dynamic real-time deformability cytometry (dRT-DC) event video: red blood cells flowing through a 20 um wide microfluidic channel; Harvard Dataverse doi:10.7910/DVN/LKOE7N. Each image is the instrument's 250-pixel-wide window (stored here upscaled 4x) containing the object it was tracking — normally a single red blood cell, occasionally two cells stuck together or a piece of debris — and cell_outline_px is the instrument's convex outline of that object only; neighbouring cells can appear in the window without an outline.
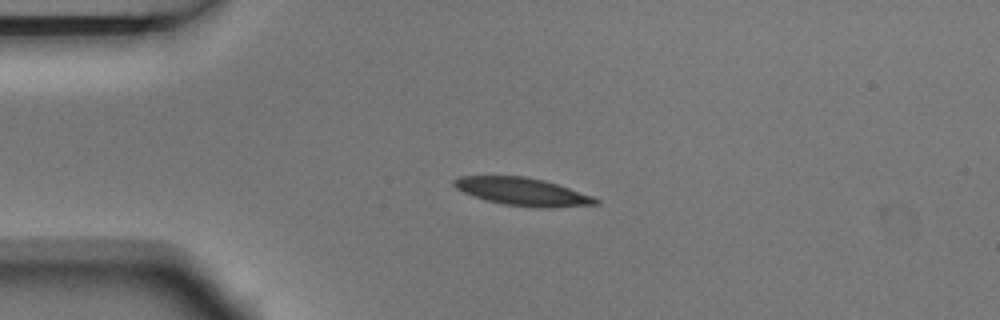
{"species": "Egyptian fruit bat (a non-hibernating species)", "species_latin": "Rousettus aegyptiacus", "temperature_condition": "room temperature", "stored_images_in_passage": 3, "camera_frame_rate_fps": 3000, "um_per_image_px": 0.085, "animal": {"sex": "male"}, "frame": {"image": 1, "passage_image": 3, "time_ms": 0.667, "image_size_px": [1000, 320], "cell_outline_px": [[600, 204], [548, 208], [536, 208], [504, 204], [484, 200], [472, 196], [456, 188], [452, 184], [452, 180], [460, 176], [524, 176], [544, 180], [592, 196], [600, 200]], "centroid_in_image_um": [44.39, 16.3], "position_along_channel_um": 40.6, "area_um2": 22.95}}